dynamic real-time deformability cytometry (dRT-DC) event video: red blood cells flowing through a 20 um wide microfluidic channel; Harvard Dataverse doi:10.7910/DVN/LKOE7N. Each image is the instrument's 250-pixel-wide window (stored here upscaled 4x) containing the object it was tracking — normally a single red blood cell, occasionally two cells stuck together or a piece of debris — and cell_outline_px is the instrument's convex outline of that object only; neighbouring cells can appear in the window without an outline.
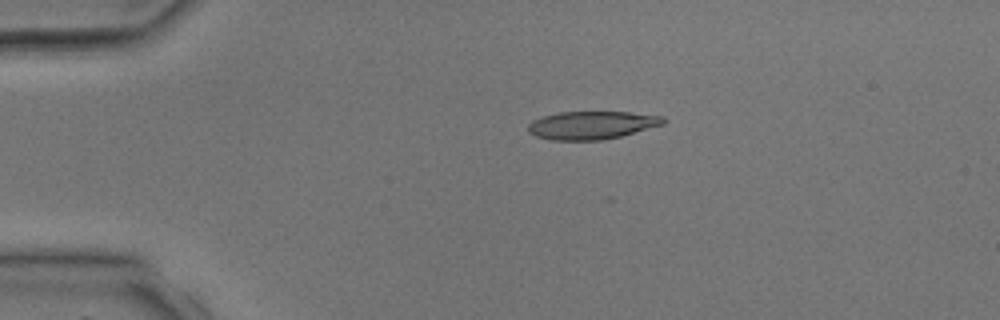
{"species": "common noctule bat (a hibernating species)", "species_latin": "Nyctalus noctula", "temperature_condition": "room temperature", "stored_images_in_passage": 3, "camera_frame_rate_fps": 3000, "um_per_image_px": 0.085, "animal": {"sex": "male", "body_mass_g": 17.9, "forearm_length_mm": 54.2}, "frame": {"image": 1, "passage_image": 2, "time_ms": 2.333, "image_size_px": [1000, 320], "cell_outline_px": [[668, 120], [664, 124], [620, 136], [604, 140], [552, 140], [536, 136], [528, 132], [528, 124], [532, 120], [544, 116], [560, 112], [628, 112], [664, 116]], "centroid_in_image_um": [50.31, 10.64], "position_along_channel_um": 34.7, "area_um2": 22.08}}